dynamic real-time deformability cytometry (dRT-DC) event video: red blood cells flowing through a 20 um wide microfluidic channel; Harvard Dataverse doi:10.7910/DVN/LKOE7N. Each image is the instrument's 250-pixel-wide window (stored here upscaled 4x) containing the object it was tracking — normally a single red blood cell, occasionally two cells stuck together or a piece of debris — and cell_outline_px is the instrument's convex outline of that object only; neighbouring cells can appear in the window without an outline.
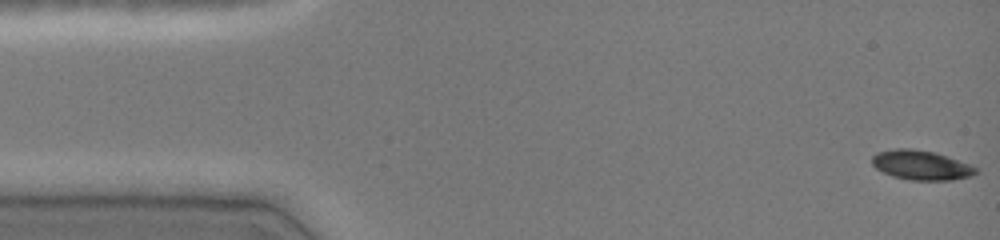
{"species": "common noctule bat (a hibernating species)", "species_latin": "Nyctalus noctula", "temperature_condition": "cold", "stored_images_in_passage": 47, "camera_frame_rate_fps": 3000, "um_per_image_px": 0.085, "animal": {"sex": "female", "body_mass_g": 19.0, "forearm_length_mm": 51.5}, "frame": {"image": 1, "passage_image": 1, "time_ms": 0.0, "image_size_px": [1000, 240], "cell_outline_px": [[976, 172], [972, 176], [952, 180], [908, 180], [892, 176], [876, 168], [872, 164], [872, 156], [876, 152], [896, 148], [912, 148], [936, 152], [948, 156], [968, 164], [976, 168]], "centroid_in_image_um": [78.27, 14.03], "position_along_channel_um": 6.7, "area_um2": 17.92}}
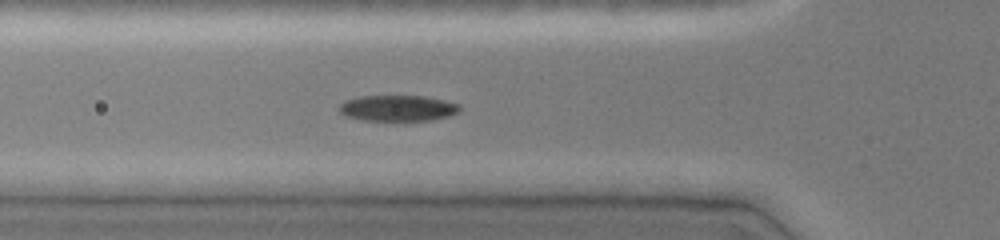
{"frame": {"image": 2, "passage_image": 16, "time_ms": 5.0, "image_size_px": [1000, 240], "cell_outline_px": [[460, 112], [448, 116], [432, 120], [364, 120], [348, 116], [340, 112], [340, 104], [344, 100], [360, 96], [424, 96], [444, 100], [460, 104]], "centroid_in_image_um": [33.84, 9.18], "position_along_channel_um": 92.0, "area_um2": 18.09}}
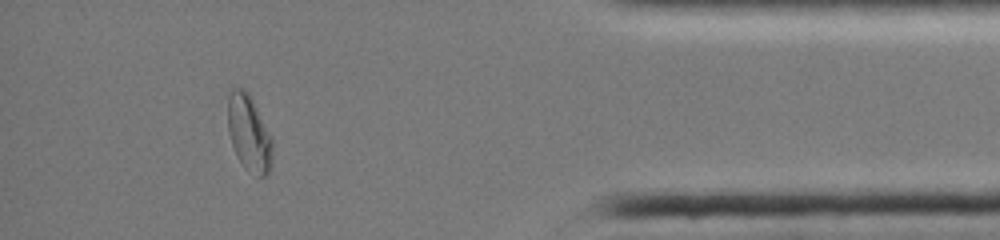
{"frame": {"image": 3, "passage_image": 42, "time_ms": 13.667, "image_size_px": [1000, 240], "cell_outline_px": [[272, 164], [268, 176], [260, 176], [244, 168], [232, 144], [228, 132], [228, 96], [232, 88], [244, 88], [248, 92], [272, 136]], "centroid_in_image_um": [21.18, 11.32], "position_along_channel_um": 414.0, "area_um2": 19.83}, "authors_computed_cell_mechanics": {"area_um2": 18.5538, "velocity_mm_per_s": 4.0772, "shape_relaxation_time_tau1_ms": 2.2978, "shape_relaxation_time_tau2_ms": null, "deformation_change_tau1": 0.1232, "deformation_change_tau2": null}}